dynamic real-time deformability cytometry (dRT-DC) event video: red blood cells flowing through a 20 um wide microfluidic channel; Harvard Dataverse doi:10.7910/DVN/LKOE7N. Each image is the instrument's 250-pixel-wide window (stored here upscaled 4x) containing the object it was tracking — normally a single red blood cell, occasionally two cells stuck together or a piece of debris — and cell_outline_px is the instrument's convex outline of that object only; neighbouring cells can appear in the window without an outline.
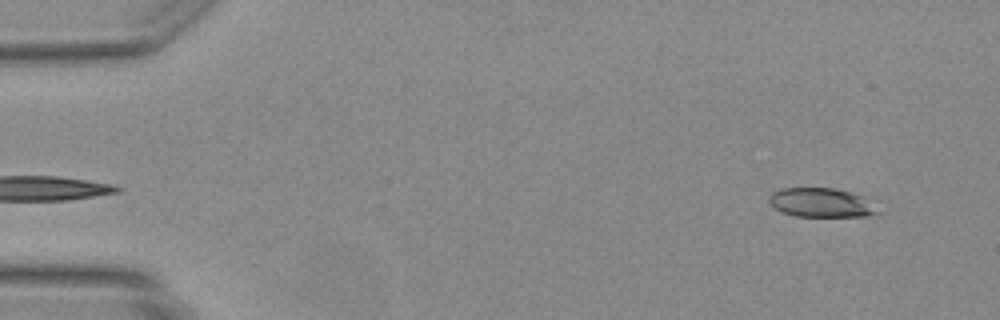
{"species": "Egyptian fruit bat (a non-hibernating species)", "species_latin": "Rousettus aegyptiacus", "temperature_condition": "warm", "stored_images_in_passage": 12, "camera_frame_rate_fps": 3000, "um_per_image_px": 0.085, "animal": {"sex": "female"}, "frame": {"image": 1, "passage_image": 1, "time_ms": 0.0, "image_size_px": [1000, 320], "cell_outline_px": [[880, 212], [868, 216], [796, 216], [784, 212], [768, 204], [768, 196], [772, 192], [780, 188], [836, 188], [864, 196]], "centroid_in_image_um": [69.77, 17.21], "position_along_channel_um": 15.2, "area_um2": 18.44}}
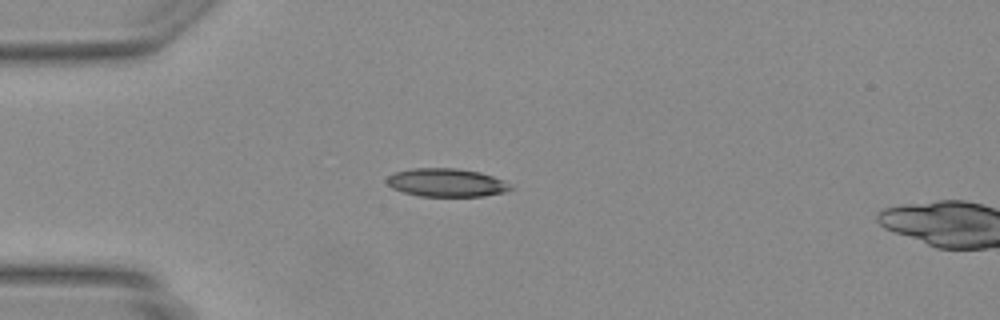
{"frame": {"image": 2, "passage_image": 10, "time_ms": 3.0, "image_size_px": [1000, 320], "cell_outline_px": [[516, 188], [504, 192], [484, 196], [420, 196], [404, 192], [392, 188], [384, 180], [392, 172], [412, 168], [456, 168], [480, 172], [504, 180]], "centroid_in_image_um": [37.94, 15.51], "position_along_channel_um": 47.1, "area_um2": 20.58}}